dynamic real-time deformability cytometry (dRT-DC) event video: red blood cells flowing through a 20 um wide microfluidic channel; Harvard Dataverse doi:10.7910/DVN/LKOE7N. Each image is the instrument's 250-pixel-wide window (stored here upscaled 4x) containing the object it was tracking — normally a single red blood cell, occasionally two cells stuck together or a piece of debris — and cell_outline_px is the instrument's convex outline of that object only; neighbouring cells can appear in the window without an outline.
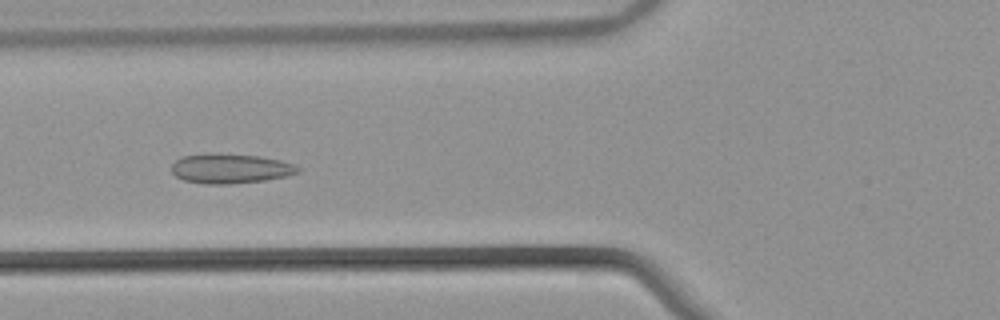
{"species": "common noctule bat (a hibernating species)", "species_latin": "Nyctalus noctula", "temperature_condition": "warm", "stored_images_in_passage": 54, "camera_frame_rate_fps": 3000, "um_per_image_px": 0.085, "animal": {"sex": "male", "body_mass_g": 21.5, "forearm_length_mm": 52.0}, "frame": {"image": 1, "passage_image": 21, "time_ms": 6.667, "image_size_px": [1000, 320], "cell_outline_px": [[304, 168], [300, 172], [284, 176], [264, 180], [232, 184], [204, 184], [184, 180], [176, 176], [172, 172], [172, 164], [180, 156], [260, 156], [280, 160], [296, 164]], "centroid_in_image_um": [19.66, 14.37], "position_along_channel_um": 106.1, "area_um2": 21.1}}
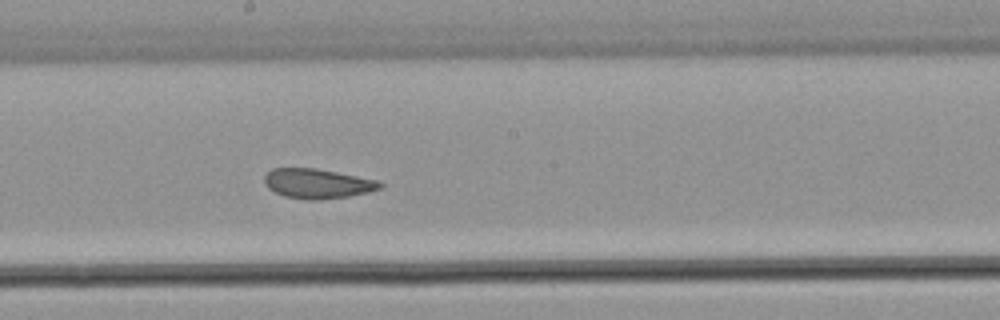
{"frame": {"image": 2, "passage_image": 30, "time_ms": 9.667, "image_size_px": [1000, 320], "cell_outline_px": [[384, 184], [380, 188], [368, 192], [348, 196], [320, 200], [304, 200], [284, 196], [268, 188], [264, 184], [264, 176], [272, 168], [316, 168], [376, 180]], "centroid_in_image_um": [26.94, 15.61], "position_along_channel_um": 221.3, "area_um2": 19.94}}
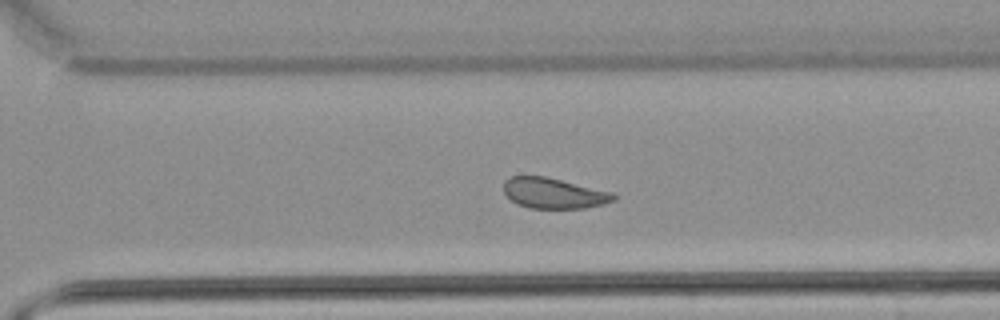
{"frame": {"image": 3, "passage_image": 38, "time_ms": 12.333, "image_size_px": [1000, 320], "cell_outline_px": [[616, 200], [604, 204], [584, 208], [528, 208], [516, 204], [504, 192], [504, 180], [508, 176], [544, 176], [612, 192], [616, 196]], "centroid_in_image_um": [47.05, 16.42], "position_along_channel_um": 323.5, "area_um2": 19.54}, "authors_computed_cell_mechanics": {"area_um2": 21.4727, "velocity_mm_per_s": 3.835, "shape_relaxation_time_tau1_ms": null, "shape_relaxation_time_tau2_ms": 2.0014, "deformation_change_tau1": null, "deformation_change_tau2": 0.0657}}